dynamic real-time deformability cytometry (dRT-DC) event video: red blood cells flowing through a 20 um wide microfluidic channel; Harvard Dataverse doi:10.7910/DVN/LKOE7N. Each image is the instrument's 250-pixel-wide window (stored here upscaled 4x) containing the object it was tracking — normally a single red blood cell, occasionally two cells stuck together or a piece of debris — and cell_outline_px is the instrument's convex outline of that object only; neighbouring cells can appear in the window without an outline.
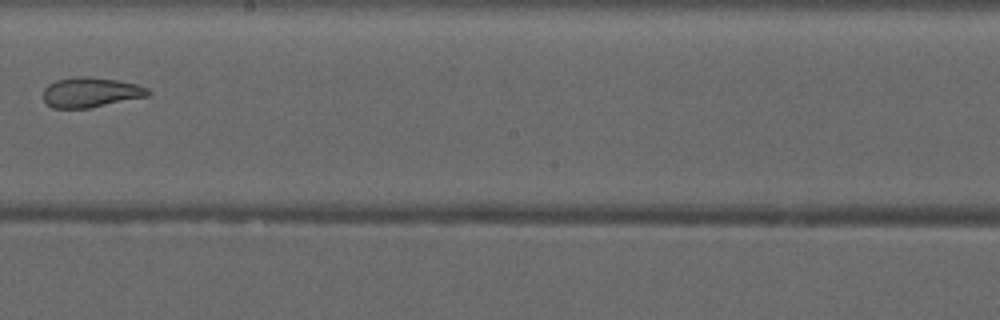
{"species": "common noctule bat (a hibernating species)", "species_latin": "Nyctalus noctula", "temperature_condition": "warm", "stored_images_in_passage": 8, "camera_frame_rate_fps": 3000, "um_per_image_px": 0.085, "animal": {"sex": "male", "forearm_length_mm": 52.5}, "frame": {"image": 1, "passage_image": 8, "time_ms": 9.333, "image_size_px": [1000, 320], "cell_outline_px": [[152, 92], [148, 96], [88, 108], [52, 108], [44, 100], [44, 88], [48, 84], [56, 80], [76, 76], [88, 76], [116, 80], [136, 84], [148, 88]], "centroid_in_image_um": [7.71, 7.84], "position_along_channel_um": 240.5, "area_um2": 18.26}}